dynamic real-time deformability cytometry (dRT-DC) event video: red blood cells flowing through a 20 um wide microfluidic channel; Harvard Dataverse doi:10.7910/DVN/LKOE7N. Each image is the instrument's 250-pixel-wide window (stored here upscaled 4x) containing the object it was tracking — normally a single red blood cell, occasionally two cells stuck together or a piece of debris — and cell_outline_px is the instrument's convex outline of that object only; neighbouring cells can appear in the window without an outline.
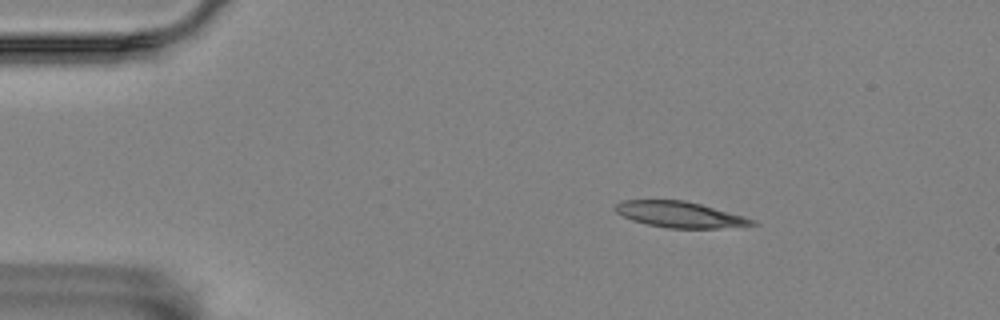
{"species": "Egyptian fruit bat (a non-hibernating species)", "species_latin": "Rousettus aegyptiacus", "temperature_condition": "room temperature", "stored_images_in_passage": 2, "camera_frame_rate_fps": 3000, "um_per_image_px": 0.085, "animal": {"sex": "female"}, "frame": {"image": 1, "passage_image": 1, "time_ms": 0.0, "image_size_px": [1000, 320], "cell_outline_px": [[760, 224], [720, 228], [668, 228], [648, 224], [632, 220], [616, 212], [612, 208], [616, 204], [624, 200], [684, 200], [700, 204], [744, 216], [756, 220]], "centroid_in_image_um": [57.79, 18.23], "position_along_channel_um": 27.2, "area_um2": 20.58}}